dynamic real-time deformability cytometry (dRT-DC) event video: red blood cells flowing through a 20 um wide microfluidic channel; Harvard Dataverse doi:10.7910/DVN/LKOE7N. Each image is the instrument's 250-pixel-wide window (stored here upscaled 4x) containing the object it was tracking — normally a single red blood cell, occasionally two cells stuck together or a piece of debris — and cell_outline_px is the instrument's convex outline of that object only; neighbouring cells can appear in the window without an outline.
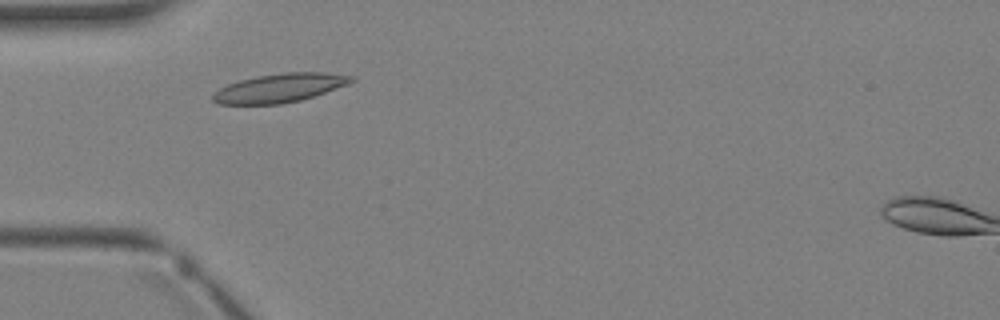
{"species": "Egyptian fruit bat (a non-hibernating species)", "species_latin": "Rousettus aegyptiacus", "temperature_condition": "warm", "stored_images_in_passage": 2, "camera_frame_rate_fps": 3000, "um_per_image_px": 0.085, "animal": {"sex": "female"}, "frame": {"image": 1, "passage_image": 2, "time_ms": 1.0, "image_size_px": [1000, 320], "cell_outline_px": [[356, 80], [348, 84], [300, 100], [280, 104], [220, 104], [212, 100], [212, 92], [228, 84], [240, 80], [256, 76], [284, 72], [324, 72], [356, 76]], "centroid_in_image_um": [23.77, 7.46], "position_along_channel_um": 61.2, "area_um2": 23.18}}